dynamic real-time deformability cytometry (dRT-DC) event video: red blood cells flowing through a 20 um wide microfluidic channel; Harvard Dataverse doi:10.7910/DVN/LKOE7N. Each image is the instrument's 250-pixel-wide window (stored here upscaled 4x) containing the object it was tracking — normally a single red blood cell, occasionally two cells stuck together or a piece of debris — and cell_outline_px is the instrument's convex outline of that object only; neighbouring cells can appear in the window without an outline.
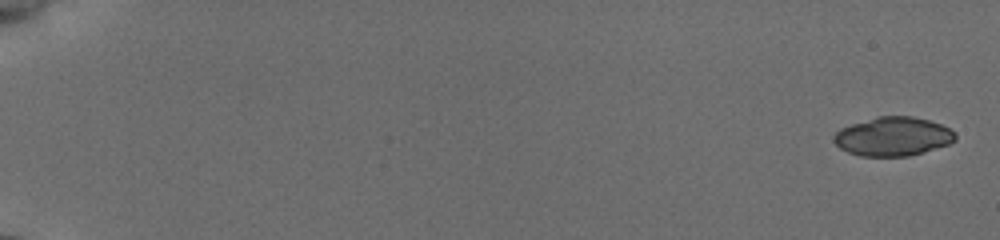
{"species": "common noctule bat (a hibernating species)", "species_latin": "Nyctalus noctula", "temperature_condition": "cold", "stored_images_in_passage": 26, "segment_of_instrument_passage": [1, 2], "camera_frame_rate_fps": 3000, "um_per_image_px": 0.085, "animal": {"sex": "female", "body_mass_g": 19.5, "forearm_length_mm": 54.1}, "frame": {"image": 1, "passage_image": 1, "time_ms": 0.0, "image_size_px": [1000, 240], "cell_outline_px": [[956, 140], [948, 144], [924, 152], [908, 156], [860, 156], [848, 152], [840, 148], [832, 140], [832, 136], [840, 128], [852, 124], [880, 116], [912, 116], [928, 120], [940, 124], [956, 132]], "centroid_in_image_um": [75.9, 11.61], "position_along_channel_um": 9.1, "area_um2": 27.46}}
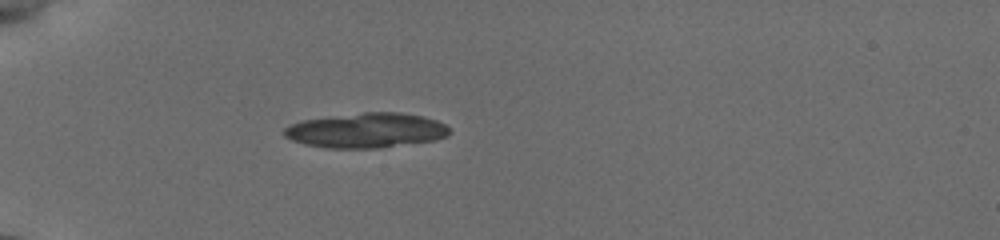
{"frame": {"image": 2, "passage_image": 8, "time_ms": 5.667, "image_size_px": [1000, 240], "cell_outline_px": [[448, 136], [436, 140], [376, 148], [328, 148], [304, 144], [292, 140], [284, 136], [284, 128], [300, 120], [364, 112], [400, 112], [424, 116], [436, 120], [444, 124], [448, 128]], "centroid_in_image_um": [31.13, 11.08], "position_along_channel_um": 53.9, "area_um2": 33.52}}